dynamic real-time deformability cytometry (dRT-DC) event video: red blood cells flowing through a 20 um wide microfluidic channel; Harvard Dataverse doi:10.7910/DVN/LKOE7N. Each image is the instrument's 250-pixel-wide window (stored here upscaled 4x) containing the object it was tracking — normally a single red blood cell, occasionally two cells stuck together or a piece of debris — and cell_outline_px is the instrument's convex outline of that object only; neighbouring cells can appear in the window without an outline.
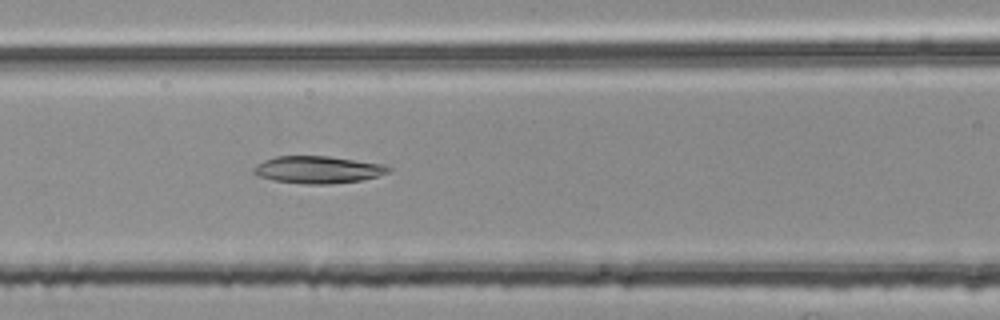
{"species": "common noctule bat (a hibernating species)", "species_latin": "Nyctalus noctula", "temperature_condition": "room temperature", "stored_images_in_passage": 39, "camera_frame_rate_fps": 3000, "um_per_image_px": 0.085, "animal": {"sex": "female", "body_mass_g": 25.1}, "frame": {"image": 1, "passage_image": 10, "time_ms": 3.0, "image_size_px": [1000, 320], "cell_outline_px": [[392, 168], [388, 172], [376, 176], [360, 180], [332, 184], [304, 184], [272, 180], [260, 176], [252, 172], [252, 168], [256, 164], [264, 160], [276, 156], [328, 156], [384, 164]], "centroid_in_image_um": [26.99, 14.42], "position_along_channel_um": 139.6, "area_um2": 21.39}}
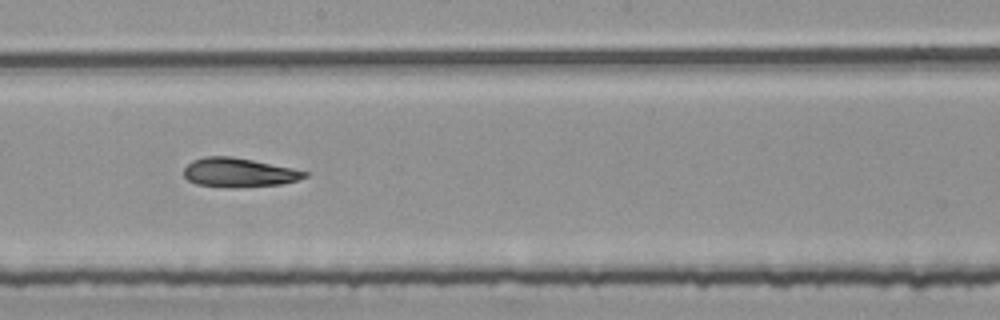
{"frame": {"image": 2, "passage_image": 17, "time_ms": 5.333, "image_size_px": [1000, 320], "cell_outline_px": [[308, 176], [296, 180], [280, 184], [236, 188], [232, 188], [196, 184], [188, 180], [184, 176], [184, 168], [192, 160], [204, 156], [232, 156], [292, 168], [308, 172]], "centroid_in_image_um": [20.27, 14.66], "position_along_channel_um": 227.9, "area_um2": 20.46}}
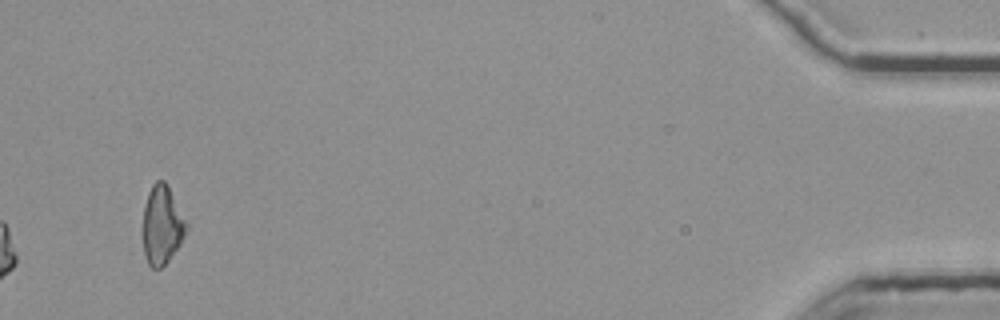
{"frame": {"image": 3, "passage_image": 39, "time_ms": 12.667, "image_size_px": [1000, 320], "cell_outline_px": [[188, 228], [180, 244], [168, 260], [160, 268], [152, 268], [148, 264], [144, 256], [140, 236], [140, 232], [144, 204], [148, 192], [152, 184], [156, 180], [164, 180], [168, 184], [188, 224]], "centroid_in_image_um": [13.72, 19.11], "position_along_channel_um": 421.5, "area_um2": 20.69}, "authors_computed_cell_mechanics": {"area_um2": 20.5768, "velocity_mm_per_s": 3.7846, "shape_relaxation_time_tau1_ms": null, "shape_relaxation_time_tau2_ms": 6.3475, "deformation_change_tau1": null, "deformation_change_tau2": 0.1886}}